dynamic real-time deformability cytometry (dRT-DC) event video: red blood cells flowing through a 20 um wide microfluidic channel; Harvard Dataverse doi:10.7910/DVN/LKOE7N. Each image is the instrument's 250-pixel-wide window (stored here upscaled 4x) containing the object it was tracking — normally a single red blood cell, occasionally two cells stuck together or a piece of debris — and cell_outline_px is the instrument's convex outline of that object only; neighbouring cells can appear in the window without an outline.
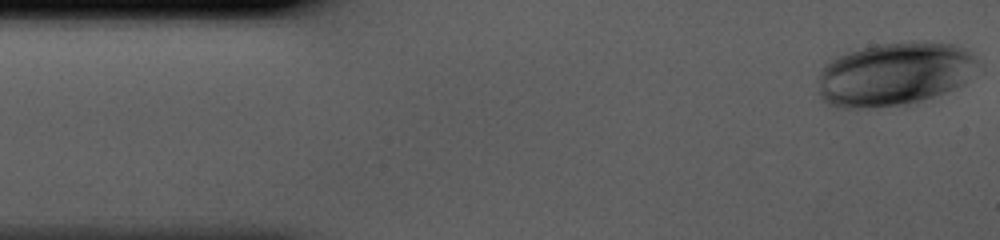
{"species": "human", "species_latin": "Homo sapiens", "temperature_condition": "cold", "stored_images_in_passage": 42, "camera_frame_rate_fps": 3000, "um_per_image_px": 0.085, "donor": {"sex": "male"}, "frame": {"image": 1, "passage_image": 1, "time_ms": 0.0, "image_size_px": [1000, 240], "cell_outline_px": [[980, 64], [964, 84], [912, 108], [836, 108], [828, 104], [816, 92], [820, 72], [824, 64], [836, 56], [848, 52], [876, 44], [908, 40], [928, 40], [956, 44], [964, 48], [976, 56]], "centroid_in_image_um": [76.07, 6.32], "position_along_channel_um": 8.9, "area_um2": 61.73}}
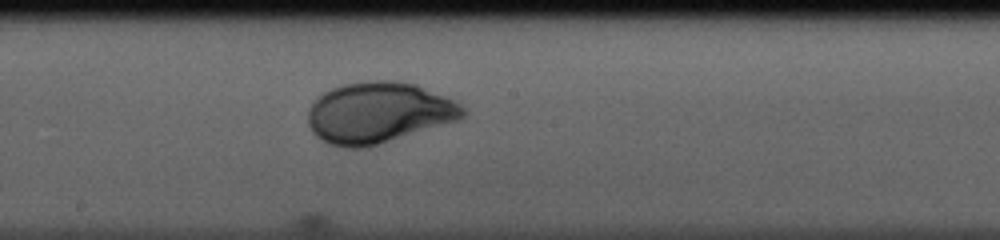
{"frame": {"image": 2, "passage_image": 22, "time_ms": 7.0, "image_size_px": [1000, 240], "cell_outline_px": [[464, 116], [460, 120], [368, 148], [344, 148], [328, 144], [320, 140], [312, 132], [308, 124], [308, 108], [324, 92], [332, 88], [344, 84], [368, 80], [392, 80], [416, 84], [444, 96], [460, 104], [464, 108]], "centroid_in_image_um": [32.16, 9.6], "position_along_channel_um": 216.0, "area_um2": 55.43}}
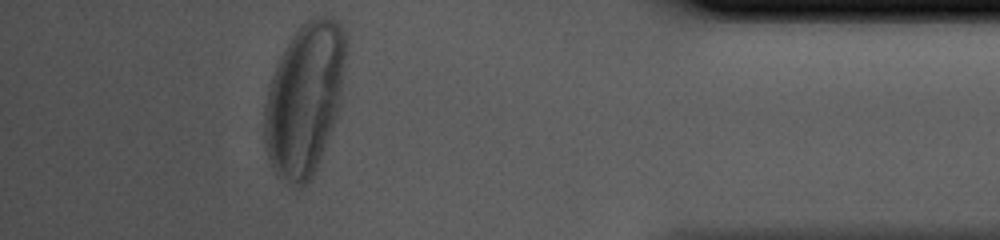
{"frame": {"image": 3, "passage_image": 38, "time_ms": 12.333, "image_size_px": [1000, 240], "cell_outline_px": [[348, 44], [340, 108], [336, 120], [320, 160], [308, 184], [300, 188], [292, 188], [276, 176], [268, 160], [264, 144], [264, 104], [268, 88], [272, 76], [280, 56], [284, 48], [292, 36], [308, 20], [316, 16], [332, 16], [340, 24], [344, 32]], "centroid_in_image_um": [25.9, 8.46], "position_along_channel_um": 409.3, "area_um2": 73.46}}